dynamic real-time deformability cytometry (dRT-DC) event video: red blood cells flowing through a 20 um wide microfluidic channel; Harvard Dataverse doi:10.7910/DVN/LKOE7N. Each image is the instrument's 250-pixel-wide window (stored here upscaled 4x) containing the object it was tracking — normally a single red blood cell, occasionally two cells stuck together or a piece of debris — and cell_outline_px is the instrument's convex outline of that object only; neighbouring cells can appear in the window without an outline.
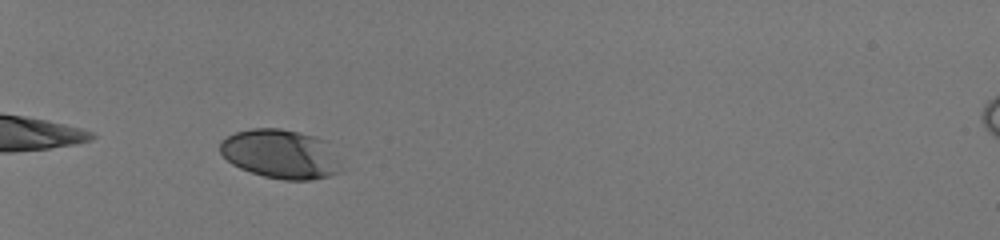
{"species": "human", "species_latin": "Homo sapiens", "temperature_condition": "room temperature", "stored_images_in_passage": 35, "camera_frame_rate_fps": 3000, "um_per_image_px": 0.085, "donor": {"sex": "male"}, "frame": {"image": 1, "passage_image": 4, "time_ms": 1.0, "image_size_px": [1000, 240], "cell_outline_px": [[336, 172], [328, 176], [312, 180], [284, 180], [264, 176], [240, 168], [232, 164], [220, 152], [220, 140], [236, 132], [252, 128], [280, 128], [312, 136], [324, 140], [336, 160]], "centroid_in_image_um": [23.74, 13.09], "position_along_channel_um": 61.3, "area_um2": 33.76}}
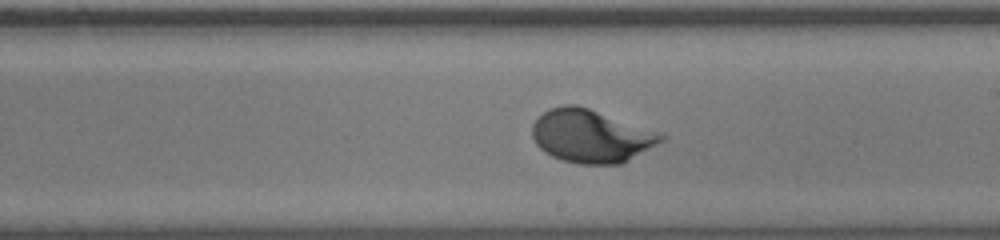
{"frame": {"image": 2, "passage_image": 20, "time_ms": 6.333, "image_size_px": [1000, 240], "cell_outline_px": [[668, 136], [664, 140], [620, 164], [580, 164], [564, 160], [552, 156], [544, 152], [536, 144], [532, 136], [532, 124], [548, 108], [564, 104], [576, 104], [588, 108]], "centroid_in_image_um": [50.18, 11.56], "position_along_channel_um": 238.8, "area_um2": 39.25}}
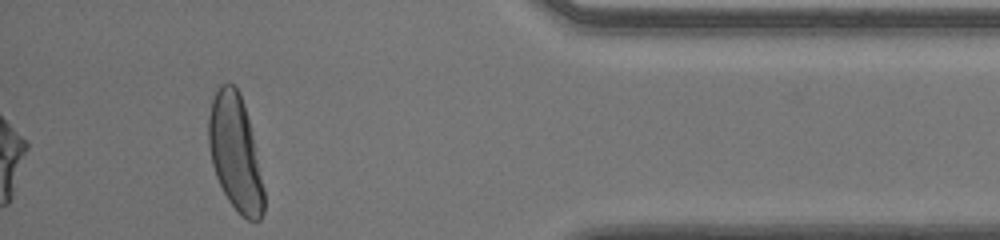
{"frame": {"image": 3, "passage_image": 35, "time_ms": 11.333, "image_size_px": [1000, 240], "cell_outline_px": [[264, 212], [260, 220], [248, 220], [228, 200], [216, 176], [212, 164], [208, 144], [208, 116], [212, 100], [216, 88], [220, 84], [232, 84], [236, 88], [244, 104], [252, 136], [264, 188]], "centroid_in_image_um": [19.98, 12.98], "position_along_channel_um": 415.2, "area_um2": 36.7}, "authors_computed_cell_mechanics": {"area_um2": 37.281, "velocity_mm_per_s": 4.0055, "shape_relaxation_time_tau1_ms": 2.056, "shape_relaxation_time_tau2_ms": null, "deformation_change_tau1": 0.1407, "deformation_change_tau2": null}}